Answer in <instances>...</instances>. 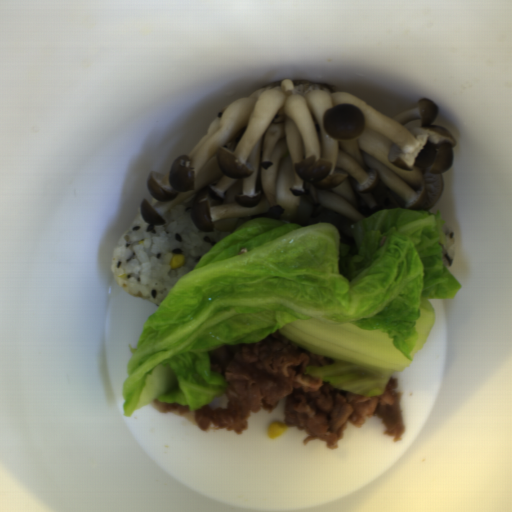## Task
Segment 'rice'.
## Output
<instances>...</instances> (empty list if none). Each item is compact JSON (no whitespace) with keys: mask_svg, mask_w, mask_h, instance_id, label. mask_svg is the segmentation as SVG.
<instances>
[{"mask_svg":"<svg viewBox=\"0 0 512 512\" xmlns=\"http://www.w3.org/2000/svg\"><path fill=\"white\" fill-rule=\"evenodd\" d=\"M442 234L445 238L442 261L450 271L452 270L455 259V237L449 226L443 225Z\"/></svg>","mask_w":512,"mask_h":512,"instance_id":"obj_2","label":"rice"},{"mask_svg":"<svg viewBox=\"0 0 512 512\" xmlns=\"http://www.w3.org/2000/svg\"><path fill=\"white\" fill-rule=\"evenodd\" d=\"M196 194L180 201L163 215L164 224H151L141 211L112 250L111 272L125 293L159 306L181 278L197 267L203 256L231 232H201L193 220ZM175 254L186 263L172 269Z\"/></svg>","mask_w":512,"mask_h":512,"instance_id":"obj_1","label":"rice"}]
</instances>
